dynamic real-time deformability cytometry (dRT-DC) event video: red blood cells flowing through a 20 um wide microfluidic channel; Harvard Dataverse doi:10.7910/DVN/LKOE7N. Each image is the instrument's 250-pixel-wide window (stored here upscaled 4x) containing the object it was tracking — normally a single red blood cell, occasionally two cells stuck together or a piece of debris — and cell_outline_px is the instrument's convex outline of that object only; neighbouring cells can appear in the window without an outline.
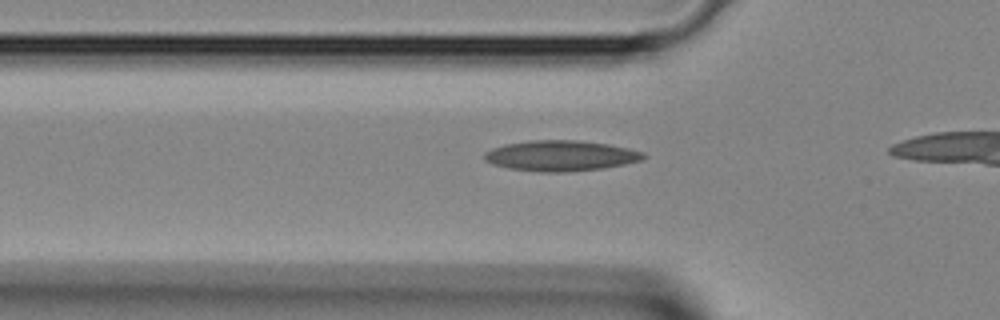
{"species": "Egyptian fruit bat (a non-hibernating species)", "species_latin": "Rousettus aegyptiacus", "temperature_condition": "room temperature", "stored_images_in_passage": 6, "camera_frame_rate_fps": 3000, "um_per_image_px": 0.085, "animal": {"sex": "female"}, "frame": {"image": 1, "passage_image": 4, "time_ms": 1.0, "image_size_px": [1000, 320], "cell_outline_px": [[648, 156], [644, 160], [604, 168], [564, 172], [544, 172], [508, 168], [492, 164], [484, 160], [484, 152], [492, 148], [504, 144], [528, 140], [576, 140], [608, 144], [628, 148], [644, 152]], "centroid_in_image_um": [47.67, 13.23], "position_along_channel_um": 78.1, "area_um2": 28.5}}